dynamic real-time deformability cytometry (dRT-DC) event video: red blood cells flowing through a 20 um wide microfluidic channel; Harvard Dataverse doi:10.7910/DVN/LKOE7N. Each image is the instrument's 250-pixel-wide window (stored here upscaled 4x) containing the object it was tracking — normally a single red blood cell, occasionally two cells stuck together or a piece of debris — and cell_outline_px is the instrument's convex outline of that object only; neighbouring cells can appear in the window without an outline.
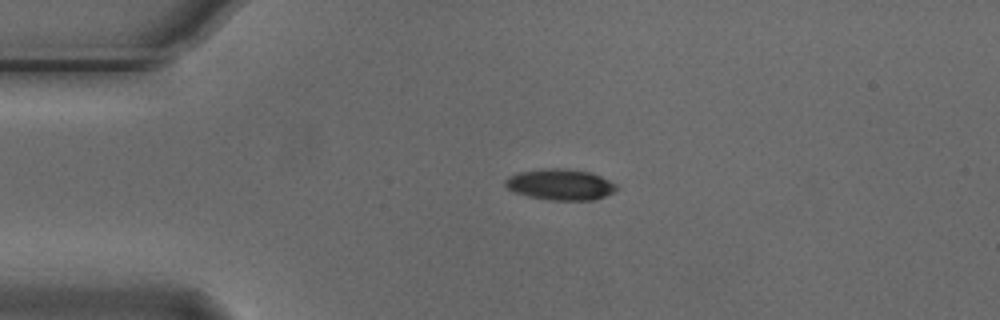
{"species": "Egyptian fruit bat (a non-hibernating species)", "species_latin": "Rousettus aegyptiacus", "temperature_condition": "cold", "stored_images_in_passage": 4, "camera_frame_rate_fps": 3000, "um_per_image_px": 0.085, "animal": {"sex": "male"}, "frame": {"image": 1, "passage_image": 3, "time_ms": 0.667, "image_size_px": [1000, 320], "cell_outline_px": [[616, 188], [612, 192], [604, 196], [592, 200], [552, 200], [528, 196], [512, 192], [504, 184], [504, 180], [508, 176], [520, 172], [548, 168], [564, 168], [592, 172], [616, 184]], "centroid_in_image_um": [47.58, 15.68], "position_along_channel_um": 37.4, "area_um2": 20.0}}